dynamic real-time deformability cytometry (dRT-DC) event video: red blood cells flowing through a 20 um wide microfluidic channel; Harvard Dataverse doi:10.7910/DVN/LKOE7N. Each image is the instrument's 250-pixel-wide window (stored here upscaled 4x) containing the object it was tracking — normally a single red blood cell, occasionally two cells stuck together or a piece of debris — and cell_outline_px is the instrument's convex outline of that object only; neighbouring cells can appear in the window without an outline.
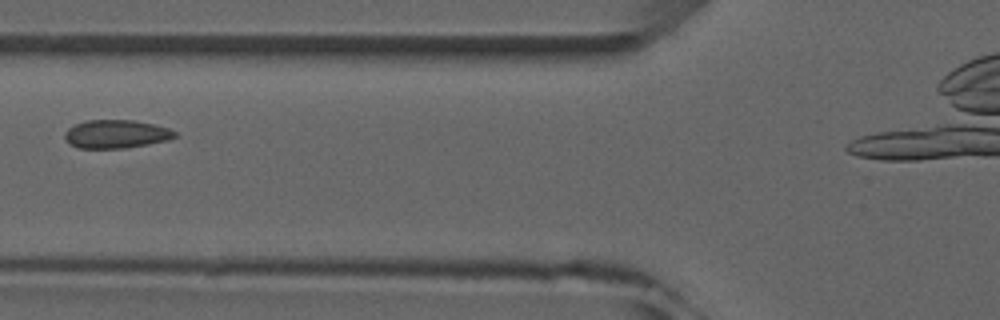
{"species": "common noctule bat (a hibernating species)", "species_latin": "Nyctalus noctula", "temperature_condition": "room temperature", "stored_images_in_passage": 3, "camera_frame_rate_fps": 3000, "um_per_image_px": 0.085, "animal": {"sex": "male", "forearm_length_mm": 52.5}, "frame": {"image": 1, "passage_image": 3, "time_ms": 2.333, "image_size_px": [1000, 320], "cell_outline_px": [[176, 136], [168, 140], [148, 144], [124, 148], [76, 148], [68, 144], [64, 136], [64, 132], [68, 128], [76, 124], [88, 120], [132, 120], [152, 124], [168, 128], [176, 132]], "centroid_in_image_um": [9.83, 11.4], "position_along_channel_um": 116.0, "area_um2": 18.15}}